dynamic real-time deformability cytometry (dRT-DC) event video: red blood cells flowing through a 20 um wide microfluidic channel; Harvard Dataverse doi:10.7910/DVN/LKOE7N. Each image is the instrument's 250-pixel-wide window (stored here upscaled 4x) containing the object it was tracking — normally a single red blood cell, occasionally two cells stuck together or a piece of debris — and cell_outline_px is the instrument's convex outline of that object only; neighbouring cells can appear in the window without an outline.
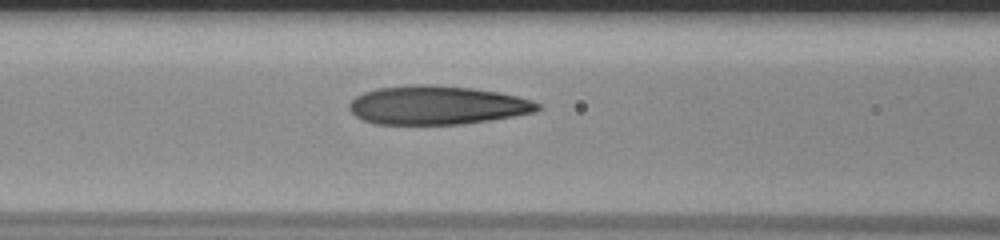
{"species": "human", "species_latin": "Homo sapiens", "temperature_condition": "room temperature", "stored_images_in_passage": 38, "camera_frame_rate_fps": 3000, "um_per_image_px": 0.085, "donor": {"sex": "male"}, "frame": {"image": 1, "passage_image": 13, "time_ms": 4.0, "image_size_px": [1000, 240], "cell_outline_px": [[544, 108], [536, 112], [488, 120], [460, 124], [376, 124], [364, 120], [356, 116], [348, 108], [348, 104], [356, 96], [364, 92], [380, 88], [416, 84], [428, 84], [472, 88], [500, 92], [532, 100], [540, 104]], "centroid_in_image_um": [37.17, 8.94], "position_along_channel_um": 129.4, "area_um2": 42.43}}
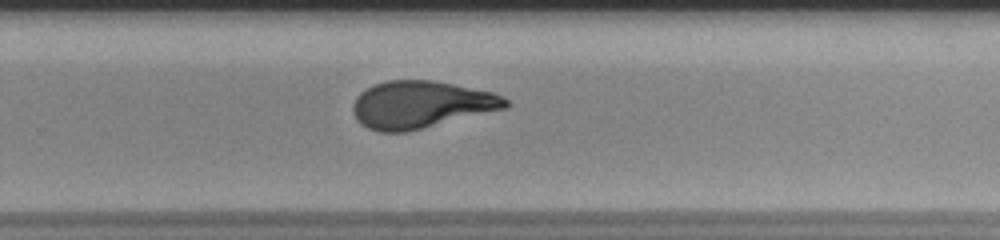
{"frame": {"image": 2, "passage_image": 26, "time_ms": 8.333, "image_size_px": [1000, 240], "cell_outline_px": [[512, 104], [508, 108], [404, 132], [380, 132], [368, 128], [360, 124], [356, 120], [352, 112], [352, 104], [356, 96], [360, 92], [376, 84], [388, 80], [432, 80], [492, 92], [508, 100]], "centroid_in_image_um": [35.76, 8.89], "position_along_channel_um": 294.0, "area_um2": 41.91}}
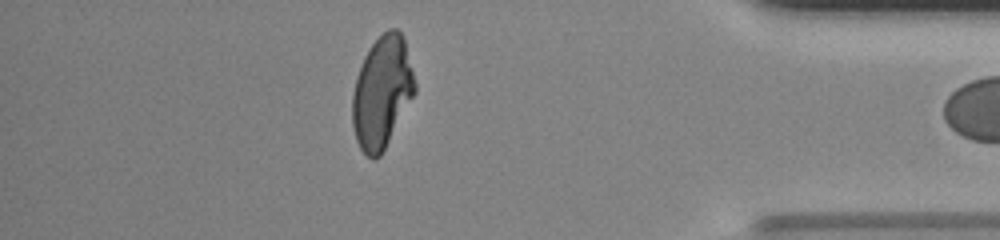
{"frame": {"image": 3, "passage_image": 37, "time_ms": 12.0, "image_size_px": [1000, 240], "cell_outline_px": [[416, 92], [380, 156], [376, 160], [372, 160], [360, 148], [356, 140], [352, 124], [352, 96], [356, 76], [364, 56], [368, 48], [388, 28], [396, 28], [404, 36], [416, 84]], "centroid_in_image_um": [32.46, 7.83], "position_along_channel_um": 402.7, "area_um2": 40.81}}